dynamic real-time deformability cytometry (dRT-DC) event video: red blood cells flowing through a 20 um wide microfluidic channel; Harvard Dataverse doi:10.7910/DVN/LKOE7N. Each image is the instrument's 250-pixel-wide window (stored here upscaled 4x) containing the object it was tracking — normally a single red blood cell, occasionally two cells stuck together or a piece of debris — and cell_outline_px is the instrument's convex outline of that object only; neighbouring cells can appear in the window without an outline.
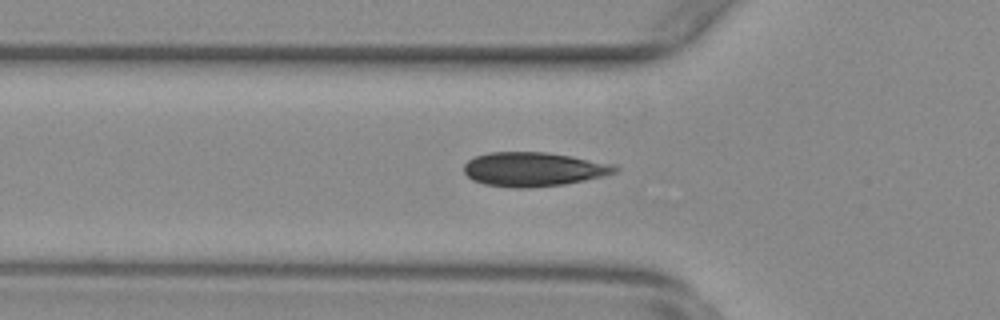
{"species": "common noctule bat (a hibernating species)", "species_latin": "Nyctalus noctula", "temperature_condition": "warm", "stored_images_in_passage": 33, "camera_frame_rate_fps": 3000, "um_per_image_px": 0.085, "animal": {"sex": "female", "body_mass_g": 29.2, "forearm_length_mm": 56.3}, "frame": {"image": 1, "passage_image": 11, "time_ms": 3.333, "image_size_px": [1000, 320], "cell_outline_px": [[620, 168], [616, 172], [604, 176], [564, 184], [528, 188], [516, 188], [484, 184], [472, 180], [464, 172], [464, 164], [468, 160], [476, 156], [488, 152], [548, 152], [572, 156], [616, 164]], "centroid_in_image_um": [45.37, 14.38], "position_along_channel_um": 80.4, "area_um2": 30.23}}
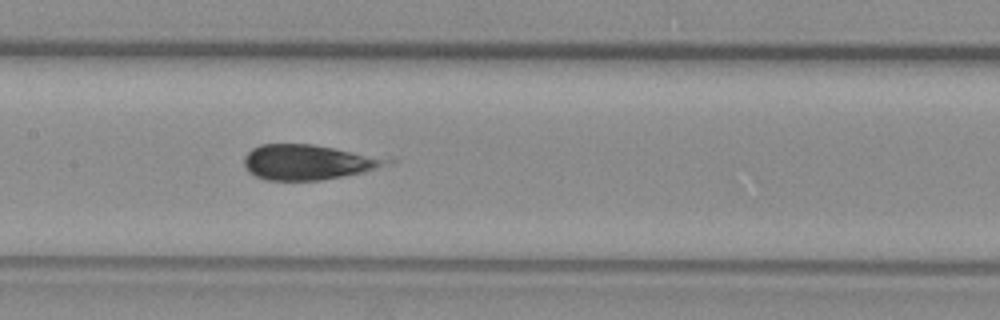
{"frame": {"image": 2, "passage_image": 19, "time_ms": 6.0, "image_size_px": [1000, 320], "cell_outline_px": [[396, 160], [392, 164], [364, 172], [320, 180], [268, 180], [256, 176], [248, 172], [244, 164], [244, 156], [252, 148], [260, 144], [312, 144]], "centroid_in_image_um": [26.17, 13.78], "position_along_channel_um": 181.2, "area_um2": 29.02}}
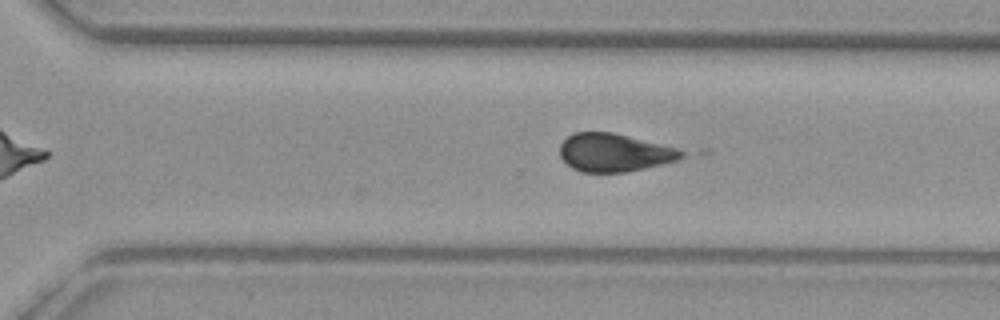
{"frame": {"image": 3, "passage_image": 30, "time_ms": 9.667, "image_size_px": [1000, 320], "cell_outline_px": [[692, 152], [680, 160], [644, 168], [624, 172], [584, 172], [572, 168], [560, 156], [560, 144], [568, 136], [576, 132], [612, 132], [680, 148]], "centroid_in_image_um": [52.31, 12.96], "position_along_channel_um": 318.3, "area_um2": 27.28}}